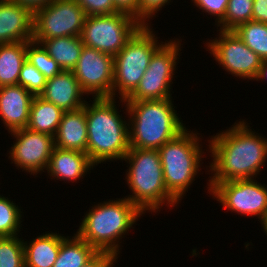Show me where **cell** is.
Listing matches in <instances>:
<instances>
[{
    "label": "cell",
    "instance_id": "52a82bcc",
    "mask_svg": "<svg viewBox=\"0 0 267 267\" xmlns=\"http://www.w3.org/2000/svg\"><path fill=\"white\" fill-rule=\"evenodd\" d=\"M149 25H142L114 56L112 98L126 99L138 86L154 52L162 45ZM158 42V43H157Z\"/></svg>",
    "mask_w": 267,
    "mask_h": 267
},
{
    "label": "cell",
    "instance_id": "f35d334b",
    "mask_svg": "<svg viewBox=\"0 0 267 267\" xmlns=\"http://www.w3.org/2000/svg\"><path fill=\"white\" fill-rule=\"evenodd\" d=\"M260 223L262 224L263 231L267 235V213L260 219Z\"/></svg>",
    "mask_w": 267,
    "mask_h": 267
},
{
    "label": "cell",
    "instance_id": "484cf974",
    "mask_svg": "<svg viewBox=\"0 0 267 267\" xmlns=\"http://www.w3.org/2000/svg\"><path fill=\"white\" fill-rule=\"evenodd\" d=\"M26 60L39 70L46 79L53 78L63 71L43 46L33 40L26 41Z\"/></svg>",
    "mask_w": 267,
    "mask_h": 267
},
{
    "label": "cell",
    "instance_id": "7c38bea8",
    "mask_svg": "<svg viewBox=\"0 0 267 267\" xmlns=\"http://www.w3.org/2000/svg\"><path fill=\"white\" fill-rule=\"evenodd\" d=\"M219 31L218 39H209L206 46L223 69L233 76L255 80L262 59L233 31Z\"/></svg>",
    "mask_w": 267,
    "mask_h": 267
},
{
    "label": "cell",
    "instance_id": "6da1fadb",
    "mask_svg": "<svg viewBox=\"0 0 267 267\" xmlns=\"http://www.w3.org/2000/svg\"><path fill=\"white\" fill-rule=\"evenodd\" d=\"M244 120L238 121L225 132L212 136L209 151L211 175L208 192L220 182L235 179H254L267 160V139L248 128ZM256 133V134H255Z\"/></svg>",
    "mask_w": 267,
    "mask_h": 267
},
{
    "label": "cell",
    "instance_id": "7a4b0ae2",
    "mask_svg": "<svg viewBox=\"0 0 267 267\" xmlns=\"http://www.w3.org/2000/svg\"><path fill=\"white\" fill-rule=\"evenodd\" d=\"M115 100L94 98L93 104L85 103L88 136L86 154L94 165L122 160L130 149L129 122L119 115Z\"/></svg>",
    "mask_w": 267,
    "mask_h": 267
},
{
    "label": "cell",
    "instance_id": "9c48e42d",
    "mask_svg": "<svg viewBox=\"0 0 267 267\" xmlns=\"http://www.w3.org/2000/svg\"><path fill=\"white\" fill-rule=\"evenodd\" d=\"M178 40V41H177ZM170 40L162 45L152 55L149 66L136 89L125 101H143L171 99L170 89L176 69V60L180 59L181 41ZM171 93V94H170Z\"/></svg>",
    "mask_w": 267,
    "mask_h": 267
},
{
    "label": "cell",
    "instance_id": "d6a6232c",
    "mask_svg": "<svg viewBox=\"0 0 267 267\" xmlns=\"http://www.w3.org/2000/svg\"><path fill=\"white\" fill-rule=\"evenodd\" d=\"M196 7L209 15L216 16L217 25L224 19L229 0H191Z\"/></svg>",
    "mask_w": 267,
    "mask_h": 267
},
{
    "label": "cell",
    "instance_id": "d590c367",
    "mask_svg": "<svg viewBox=\"0 0 267 267\" xmlns=\"http://www.w3.org/2000/svg\"><path fill=\"white\" fill-rule=\"evenodd\" d=\"M252 20L267 23V0H254Z\"/></svg>",
    "mask_w": 267,
    "mask_h": 267
},
{
    "label": "cell",
    "instance_id": "8992f818",
    "mask_svg": "<svg viewBox=\"0 0 267 267\" xmlns=\"http://www.w3.org/2000/svg\"><path fill=\"white\" fill-rule=\"evenodd\" d=\"M199 133L187 128L158 149L167 191L178 201L182 200L189 186L200 171L204 155Z\"/></svg>",
    "mask_w": 267,
    "mask_h": 267
},
{
    "label": "cell",
    "instance_id": "603a6c76",
    "mask_svg": "<svg viewBox=\"0 0 267 267\" xmlns=\"http://www.w3.org/2000/svg\"><path fill=\"white\" fill-rule=\"evenodd\" d=\"M26 61V41L0 44V87L17 85Z\"/></svg>",
    "mask_w": 267,
    "mask_h": 267
},
{
    "label": "cell",
    "instance_id": "83f0119b",
    "mask_svg": "<svg viewBox=\"0 0 267 267\" xmlns=\"http://www.w3.org/2000/svg\"><path fill=\"white\" fill-rule=\"evenodd\" d=\"M21 213L16 203L0 195V237H12L20 233Z\"/></svg>",
    "mask_w": 267,
    "mask_h": 267
},
{
    "label": "cell",
    "instance_id": "5b68a950",
    "mask_svg": "<svg viewBox=\"0 0 267 267\" xmlns=\"http://www.w3.org/2000/svg\"><path fill=\"white\" fill-rule=\"evenodd\" d=\"M122 160L128 162L125 179L132 191V195L126 197L143 213L158 212L164 203L167 207L177 206L179 202L165 186L158 150L130 148Z\"/></svg>",
    "mask_w": 267,
    "mask_h": 267
},
{
    "label": "cell",
    "instance_id": "cb8c5ba5",
    "mask_svg": "<svg viewBox=\"0 0 267 267\" xmlns=\"http://www.w3.org/2000/svg\"><path fill=\"white\" fill-rule=\"evenodd\" d=\"M65 238L60 244L58 257L53 267H81L98 251L77 234Z\"/></svg>",
    "mask_w": 267,
    "mask_h": 267
},
{
    "label": "cell",
    "instance_id": "7402d4cb",
    "mask_svg": "<svg viewBox=\"0 0 267 267\" xmlns=\"http://www.w3.org/2000/svg\"><path fill=\"white\" fill-rule=\"evenodd\" d=\"M62 115L63 111L59 107L40 96H35L31 104L27 128L54 136Z\"/></svg>",
    "mask_w": 267,
    "mask_h": 267
},
{
    "label": "cell",
    "instance_id": "e0dca14e",
    "mask_svg": "<svg viewBox=\"0 0 267 267\" xmlns=\"http://www.w3.org/2000/svg\"><path fill=\"white\" fill-rule=\"evenodd\" d=\"M83 95L86 94L80 88L73 71L63 70L53 78L47 79L39 96L67 112L78 110L85 105Z\"/></svg>",
    "mask_w": 267,
    "mask_h": 267
},
{
    "label": "cell",
    "instance_id": "836d02e7",
    "mask_svg": "<svg viewBox=\"0 0 267 267\" xmlns=\"http://www.w3.org/2000/svg\"><path fill=\"white\" fill-rule=\"evenodd\" d=\"M116 259H118V257L111 253L98 251L81 267H113L114 263L117 261Z\"/></svg>",
    "mask_w": 267,
    "mask_h": 267
},
{
    "label": "cell",
    "instance_id": "2e32d148",
    "mask_svg": "<svg viewBox=\"0 0 267 267\" xmlns=\"http://www.w3.org/2000/svg\"><path fill=\"white\" fill-rule=\"evenodd\" d=\"M34 97L18 84L0 87V117L9 133L27 128Z\"/></svg>",
    "mask_w": 267,
    "mask_h": 267
},
{
    "label": "cell",
    "instance_id": "d4e9b609",
    "mask_svg": "<svg viewBox=\"0 0 267 267\" xmlns=\"http://www.w3.org/2000/svg\"><path fill=\"white\" fill-rule=\"evenodd\" d=\"M232 31L262 60H267V23L251 20Z\"/></svg>",
    "mask_w": 267,
    "mask_h": 267
},
{
    "label": "cell",
    "instance_id": "3957f363",
    "mask_svg": "<svg viewBox=\"0 0 267 267\" xmlns=\"http://www.w3.org/2000/svg\"><path fill=\"white\" fill-rule=\"evenodd\" d=\"M120 101L129 117L130 148L158 150L186 129L172 99Z\"/></svg>",
    "mask_w": 267,
    "mask_h": 267
},
{
    "label": "cell",
    "instance_id": "f1b7e54d",
    "mask_svg": "<svg viewBox=\"0 0 267 267\" xmlns=\"http://www.w3.org/2000/svg\"><path fill=\"white\" fill-rule=\"evenodd\" d=\"M0 267H25L23 240L0 237Z\"/></svg>",
    "mask_w": 267,
    "mask_h": 267
},
{
    "label": "cell",
    "instance_id": "44dd1931",
    "mask_svg": "<svg viewBox=\"0 0 267 267\" xmlns=\"http://www.w3.org/2000/svg\"><path fill=\"white\" fill-rule=\"evenodd\" d=\"M62 68V70L72 71L78 62L84 44L80 36H65L44 39L40 42Z\"/></svg>",
    "mask_w": 267,
    "mask_h": 267
},
{
    "label": "cell",
    "instance_id": "e575fe53",
    "mask_svg": "<svg viewBox=\"0 0 267 267\" xmlns=\"http://www.w3.org/2000/svg\"><path fill=\"white\" fill-rule=\"evenodd\" d=\"M115 10L120 13L128 14L138 21L139 0H112Z\"/></svg>",
    "mask_w": 267,
    "mask_h": 267
},
{
    "label": "cell",
    "instance_id": "277c9868",
    "mask_svg": "<svg viewBox=\"0 0 267 267\" xmlns=\"http://www.w3.org/2000/svg\"><path fill=\"white\" fill-rule=\"evenodd\" d=\"M143 213L126 197L105 201L89 208L76 234L97 251L116 257L120 253L119 240L136 224Z\"/></svg>",
    "mask_w": 267,
    "mask_h": 267
},
{
    "label": "cell",
    "instance_id": "1f68e13d",
    "mask_svg": "<svg viewBox=\"0 0 267 267\" xmlns=\"http://www.w3.org/2000/svg\"><path fill=\"white\" fill-rule=\"evenodd\" d=\"M171 0H139L138 3V22L141 25H149V18H153L157 11L170 3ZM147 19V20H146Z\"/></svg>",
    "mask_w": 267,
    "mask_h": 267
},
{
    "label": "cell",
    "instance_id": "ffe728a7",
    "mask_svg": "<svg viewBox=\"0 0 267 267\" xmlns=\"http://www.w3.org/2000/svg\"><path fill=\"white\" fill-rule=\"evenodd\" d=\"M65 238L57 232H45L29 243L23 240L25 267H53Z\"/></svg>",
    "mask_w": 267,
    "mask_h": 267
},
{
    "label": "cell",
    "instance_id": "d6986e66",
    "mask_svg": "<svg viewBox=\"0 0 267 267\" xmlns=\"http://www.w3.org/2000/svg\"><path fill=\"white\" fill-rule=\"evenodd\" d=\"M87 138L85 105L78 110L63 112L54 135L55 146L86 153Z\"/></svg>",
    "mask_w": 267,
    "mask_h": 267
},
{
    "label": "cell",
    "instance_id": "30bf717a",
    "mask_svg": "<svg viewBox=\"0 0 267 267\" xmlns=\"http://www.w3.org/2000/svg\"><path fill=\"white\" fill-rule=\"evenodd\" d=\"M86 14L75 0H54L34 12L33 41L80 36Z\"/></svg>",
    "mask_w": 267,
    "mask_h": 267
},
{
    "label": "cell",
    "instance_id": "ba28073f",
    "mask_svg": "<svg viewBox=\"0 0 267 267\" xmlns=\"http://www.w3.org/2000/svg\"><path fill=\"white\" fill-rule=\"evenodd\" d=\"M142 25L124 13L86 16L80 38L84 46L113 57Z\"/></svg>",
    "mask_w": 267,
    "mask_h": 267
},
{
    "label": "cell",
    "instance_id": "8fae6325",
    "mask_svg": "<svg viewBox=\"0 0 267 267\" xmlns=\"http://www.w3.org/2000/svg\"><path fill=\"white\" fill-rule=\"evenodd\" d=\"M224 209L237 214L257 216L267 213V186L256 179H235L217 183L211 190Z\"/></svg>",
    "mask_w": 267,
    "mask_h": 267
},
{
    "label": "cell",
    "instance_id": "5bb4252c",
    "mask_svg": "<svg viewBox=\"0 0 267 267\" xmlns=\"http://www.w3.org/2000/svg\"><path fill=\"white\" fill-rule=\"evenodd\" d=\"M11 135L16 139L9 151L11 163L31 175L44 172L55 147L54 136L28 128L14 130Z\"/></svg>",
    "mask_w": 267,
    "mask_h": 267
},
{
    "label": "cell",
    "instance_id": "8d00e7d4",
    "mask_svg": "<svg viewBox=\"0 0 267 267\" xmlns=\"http://www.w3.org/2000/svg\"><path fill=\"white\" fill-rule=\"evenodd\" d=\"M11 1L18 3L24 7H28L33 12H35L37 9H40L43 6L48 5L54 0H11Z\"/></svg>",
    "mask_w": 267,
    "mask_h": 267
},
{
    "label": "cell",
    "instance_id": "4fadbf2b",
    "mask_svg": "<svg viewBox=\"0 0 267 267\" xmlns=\"http://www.w3.org/2000/svg\"><path fill=\"white\" fill-rule=\"evenodd\" d=\"M82 91L93 98H112L114 57L83 46L72 70Z\"/></svg>",
    "mask_w": 267,
    "mask_h": 267
},
{
    "label": "cell",
    "instance_id": "4dcf8cb0",
    "mask_svg": "<svg viewBox=\"0 0 267 267\" xmlns=\"http://www.w3.org/2000/svg\"><path fill=\"white\" fill-rule=\"evenodd\" d=\"M82 8L86 16L110 15L117 13L112 0H75Z\"/></svg>",
    "mask_w": 267,
    "mask_h": 267
},
{
    "label": "cell",
    "instance_id": "f546056e",
    "mask_svg": "<svg viewBox=\"0 0 267 267\" xmlns=\"http://www.w3.org/2000/svg\"><path fill=\"white\" fill-rule=\"evenodd\" d=\"M47 79L28 60H26L20 71L18 85H21L34 96H39L46 85Z\"/></svg>",
    "mask_w": 267,
    "mask_h": 267
},
{
    "label": "cell",
    "instance_id": "4316f807",
    "mask_svg": "<svg viewBox=\"0 0 267 267\" xmlns=\"http://www.w3.org/2000/svg\"><path fill=\"white\" fill-rule=\"evenodd\" d=\"M254 0H229L224 19L217 25L222 31H232L252 20Z\"/></svg>",
    "mask_w": 267,
    "mask_h": 267
},
{
    "label": "cell",
    "instance_id": "ac0fdd59",
    "mask_svg": "<svg viewBox=\"0 0 267 267\" xmlns=\"http://www.w3.org/2000/svg\"><path fill=\"white\" fill-rule=\"evenodd\" d=\"M95 165L88 155L78 150H68L54 147L51 153L47 174L60 181H77L93 169ZM77 179V180H76Z\"/></svg>",
    "mask_w": 267,
    "mask_h": 267
},
{
    "label": "cell",
    "instance_id": "9a60e30c",
    "mask_svg": "<svg viewBox=\"0 0 267 267\" xmlns=\"http://www.w3.org/2000/svg\"><path fill=\"white\" fill-rule=\"evenodd\" d=\"M34 12L11 0H0V44L32 41Z\"/></svg>",
    "mask_w": 267,
    "mask_h": 267
},
{
    "label": "cell",
    "instance_id": "74e56055",
    "mask_svg": "<svg viewBox=\"0 0 267 267\" xmlns=\"http://www.w3.org/2000/svg\"><path fill=\"white\" fill-rule=\"evenodd\" d=\"M267 79V60H262L261 65L255 78L256 81Z\"/></svg>",
    "mask_w": 267,
    "mask_h": 267
}]
</instances>
